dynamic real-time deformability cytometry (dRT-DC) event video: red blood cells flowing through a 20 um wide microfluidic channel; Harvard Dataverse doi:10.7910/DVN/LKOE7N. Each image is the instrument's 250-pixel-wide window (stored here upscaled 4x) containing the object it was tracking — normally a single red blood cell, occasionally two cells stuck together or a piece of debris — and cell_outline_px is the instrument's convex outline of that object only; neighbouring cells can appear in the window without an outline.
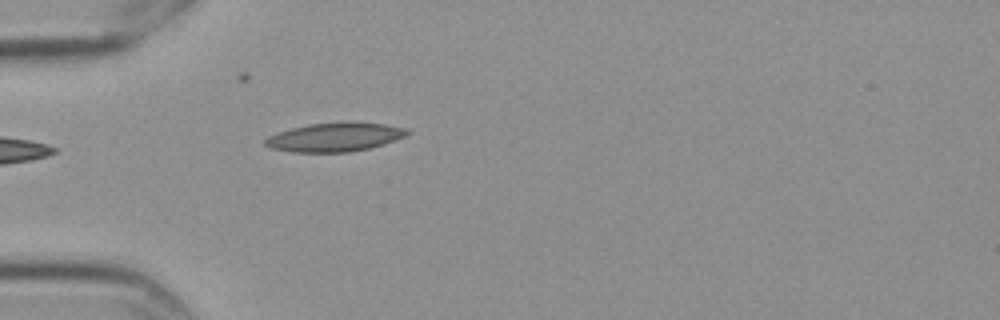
{"species": "Egyptian fruit bat (a non-hibernating species)", "species_latin": "Rousettus aegyptiacus", "temperature_condition": "cold", "stored_images_in_passage": 3, "camera_frame_rate_fps": 3000, "um_per_image_px": 0.085, "frame": {"image": 1, "passage_image": 3, "time_ms": 0.667, "image_size_px": [1000, 320], "cell_outline_px": [[412, 132], [404, 136], [384, 144], [368, 148], [348, 152], [292, 152], [268, 148], [264, 144], [264, 140], [268, 136], [292, 128], [308, 124], [384, 124], [404, 128]], "centroid_in_image_um": [28.39, 11.69], "position_along_channel_um": 56.6, "area_um2": 23.0}}